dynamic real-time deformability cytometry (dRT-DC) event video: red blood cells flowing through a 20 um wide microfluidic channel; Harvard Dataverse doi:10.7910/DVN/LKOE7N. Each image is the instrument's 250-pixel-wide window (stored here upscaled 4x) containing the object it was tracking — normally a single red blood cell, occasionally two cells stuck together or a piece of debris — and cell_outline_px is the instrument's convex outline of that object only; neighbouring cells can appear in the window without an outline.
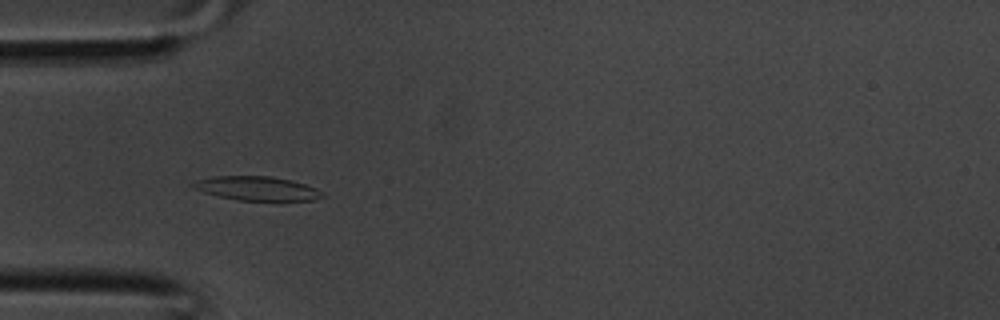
{"species": "common noctule bat (a hibernating species)", "species_latin": "Nyctalus noctula", "temperature_condition": "room temperature", "stored_images_in_passage": 37, "camera_frame_rate_fps": 3000, "um_per_image_px": 0.085, "animal": {"sex": "male", "body_mass_g": 20.1, "forearm_length_mm": 53.5}, "frame": {"image": 1, "passage_image": 11, "time_ms": 3.333, "image_size_px": [1000, 320], "cell_outline_px": [[328, 196], [312, 200], [240, 200], [220, 196], [204, 192], [192, 188], [188, 184], [196, 180], [212, 176], [272, 176], [292, 180], [316, 188]], "centroid_in_image_um": [21.83, 16.0], "position_along_channel_um": 63.2, "area_um2": 18.15}}
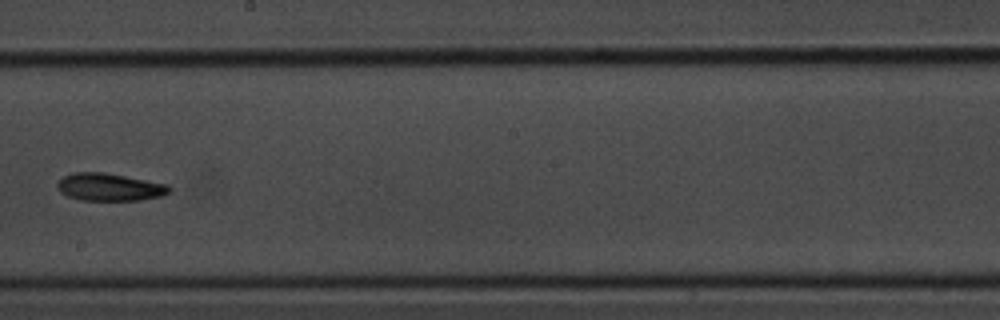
{"frame": {"image": 2, "passage_image": 21, "time_ms": 6.667, "image_size_px": [1000, 320], "cell_outline_px": [[172, 188], [168, 192], [160, 196], [140, 200], [80, 200], [68, 196], [60, 192], [56, 188], [56, 184], [64, 176], [72, 172], [104, 172], [168, 184]], "centroid_in_image_um": [9.28, 15.89], "position_along_channel_um": 238.9, "area_um2": 17.98}}
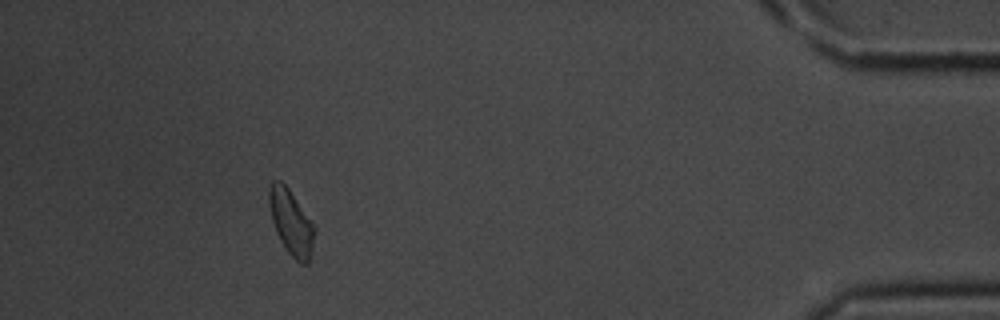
{"frame": {"image": 3, "passage_image": 34, "time_ms": 11.0, "image_size_px": [1000, 320], "cell_outline_px": [[316, 232], [312, 260], [308, 264], [300, 264], [288, 252], [280, 240], [276, 232], [272, 220], [268, 200], [268, 192], [272, 180], [280, 180], [288, 188], [316, 228]], "centroid_in_image_um": [24.78, 18.96], "position_along_channel_um": 410.4, "area_um2": 17.46}}